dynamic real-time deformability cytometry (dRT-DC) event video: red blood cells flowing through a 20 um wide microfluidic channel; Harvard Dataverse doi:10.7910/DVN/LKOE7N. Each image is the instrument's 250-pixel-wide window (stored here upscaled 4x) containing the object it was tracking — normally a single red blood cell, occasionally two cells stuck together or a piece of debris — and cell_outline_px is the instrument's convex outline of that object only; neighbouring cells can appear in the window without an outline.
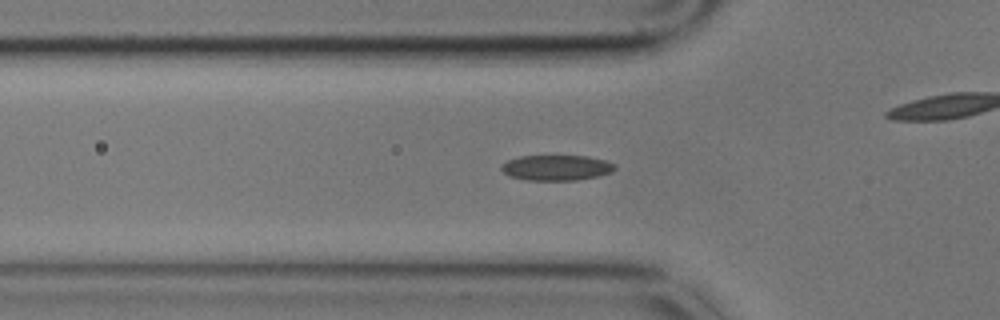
{"species": "common noctule bat (a hibernating species)", "species_latin": "Nyctalus noctula", "temperature_condition": "cold", "stored_images_in_passage": 42, "camera_frame_rate_fps": 3000, "um_per_image_px": 0.085, "animal": {"sex": "male", "body_mass_g": 17.9}, "frame": {"image": 1, "passage_image": 2, "time_ms": 0.333, "image_size_px": [1000, 320], "cell_outline_px": [[616, 168], [612, 172], [600, 176], [576, 180], [528, 180], [508, 176], [500, 168], [500, 164], [508, 160], [520, 156], [588, 156], [604, 160], [616, 164]], "centroid_in_image_um": [47.3, 14.26], "position_along_channel_um": 78.5, "area_um2": 16.94}}
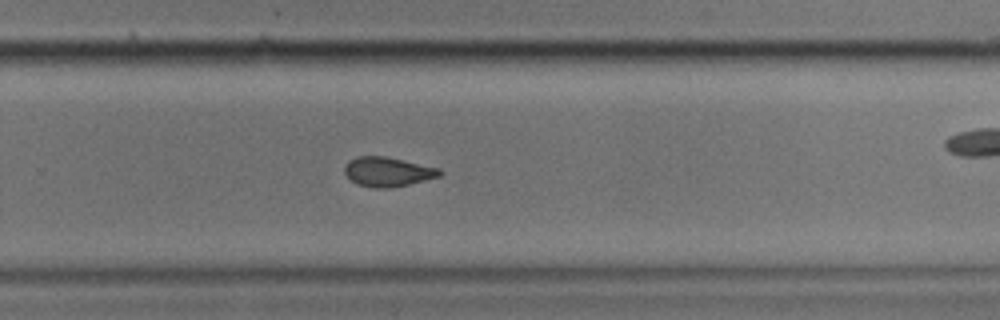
{"frame": {"image": 2, "passage_image": 21, "time_ms": 6.667, "image_size_px": [1000, 320], "cell_outline_px": [[444, 172], [440, 176], [392, 188], [372, 188], [356, 184], [344, 172], [344, 168], [348, 160], [356, 156], [384, 156], [440, 168]], "centroid_in_image_um": [32.95, 14.6], "position_along_channel_um": 296.9, "area_um2": 16.36}}
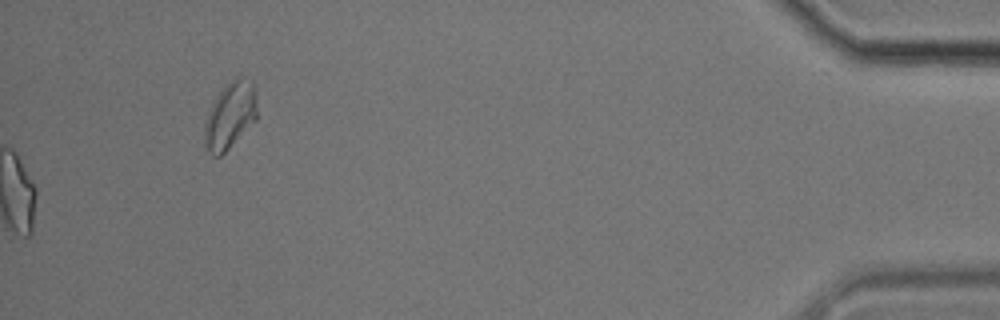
{"frame": {"image": 3, "passage_image": 42, "time_ms": 13.667, "image_size_px": [1000, 320], "cell_outline_px": [[256, 120], [220, 156], [216, 156], [208, 152], [204, 144], [204, 124], [208, 112], [216, 96], [236, 76], [244, 76], [252, 80], [256, 84]], "centroid_in_image_um": [19.57, 9.78], "position_along_channel_um": 415.6, "area_um2": 20.46}, "authors_computed_cell_mechanics": {"area_um2": 16.5019, "velocity_mm_per_s": 3.4405, "shape_relaxation_time_tau1_ms": null, "shape_relaxation_time_tau2_ms": 3.0375, "deformation_change_tau1": null, "deformation_change_tau2": 0.0862}}